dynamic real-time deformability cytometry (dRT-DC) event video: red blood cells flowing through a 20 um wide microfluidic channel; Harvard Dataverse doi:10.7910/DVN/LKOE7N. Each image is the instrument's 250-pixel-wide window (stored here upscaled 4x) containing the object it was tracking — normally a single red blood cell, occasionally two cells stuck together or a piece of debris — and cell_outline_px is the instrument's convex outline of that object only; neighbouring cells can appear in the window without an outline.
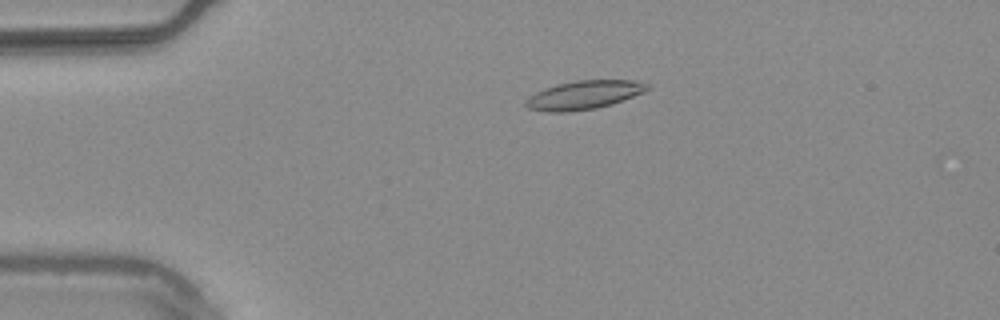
{"species": "common noctule bat (a hibernating species)", "species_latin": "Nyctalus noctula", "temperature_condition": "warm", "stored_images_in_passage": 54, "camera_frame_rate_fps": 3000, "um_per_image_px": 0.085, "animal": {"sex": "male", "body_mass_g": 20.4}, "frame": {"image": 1, "passage_image": 12, "time_ms": 3.667, "image_size_px": [1000, 320], "cell_outline_px": [[652, 88], [644, 92], [612, 104], [596, 108], [568, 112], [548, 112], [528, 108], [524, 104], [524, 100], [528, 96], [544, 88], [556, 84], [576, 80], [632, 80], [648, 84]], "centroid_in_image_um": [49.61, 8.07], "position_along_channel_um": 35.4, "area_um2": 20.4}}
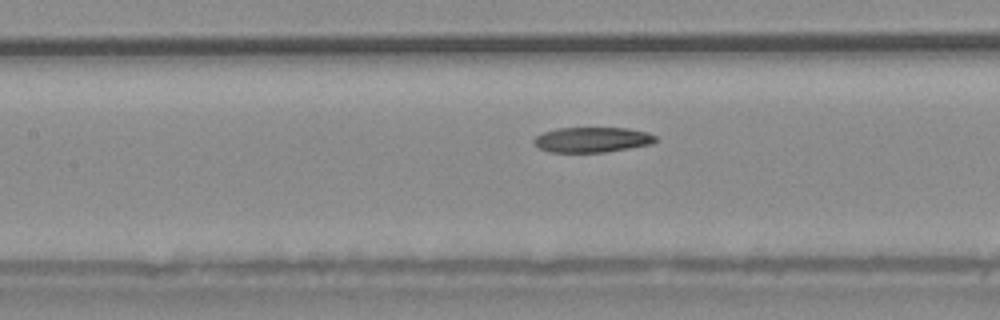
{"frame": {"image": 2, "passage_image": 25, "time_ms": 8.0, "image_size_px": [1000, 320], "cell_outline_px": [[656, 140], [652, 144], [604, 152], [548, 152], [540, 148], [532, 140], [536, 136], [544, 132], [556, 128], [628, 128], [648, 132], [656, 136]], "centroid_in_image_um": [50.34, 11.87], "position_along_channel_um": 157.1, "area_um2": 17.8}}
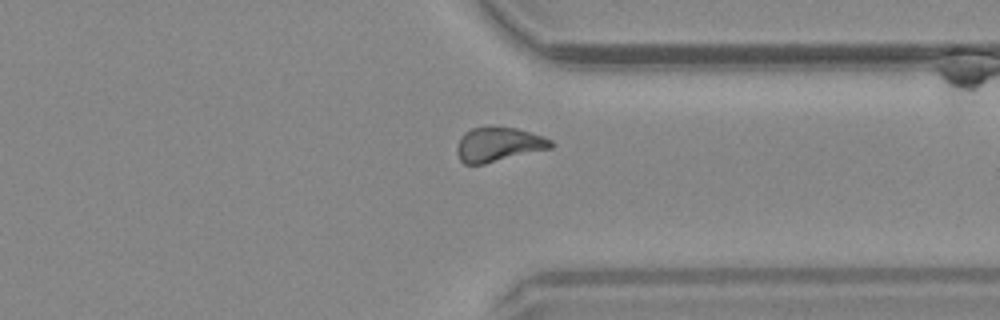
{"frame": {"image": 3, "passage_image": 42, "time_ms": 13.667, "image_size_px": [1000, 320], "cell_outline_px": [[556, 144], [552, 148], [484, 164], [464, 164], [460, 160], [456, 152], [456, 148], [460, 136], [464, 132], [472, 128], [488, 124], [516, 128], [544, 136], [552, 140]], "centroid_in_image_um": [42.37, 12.24], "position_along_channel_um": 369.0, "area_um2": 19.42}, "authors_computed_cell_mechanics": {"area_um2": 19.3341, "velocity_mm_per_s": 3.7474, "shape_relaxation_time_tau1_ms": 6.0456, "shape_relaxation_time_tau2_ms": 11.1047, "deformation_change_tau1": 0.1482, "deformation_change_tau2": 0.2017}}